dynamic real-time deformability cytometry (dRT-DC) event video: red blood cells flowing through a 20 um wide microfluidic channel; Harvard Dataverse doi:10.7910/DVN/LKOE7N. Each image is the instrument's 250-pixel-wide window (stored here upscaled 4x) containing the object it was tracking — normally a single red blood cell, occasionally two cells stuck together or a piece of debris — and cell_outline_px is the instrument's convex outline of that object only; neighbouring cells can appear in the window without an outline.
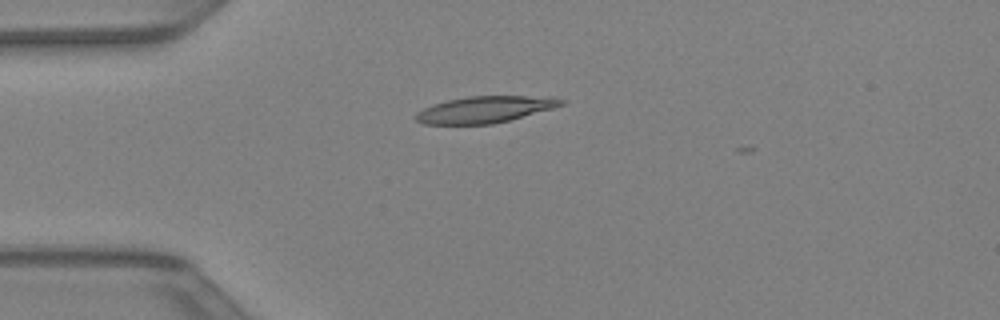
{"species": "Egyptian fruit bat (a non-hibernating species)", "species_latin": "Rousettus aegyptiacus", "temperature_condition": "warm", "stored_images_in_passage": 2, "camera_frame_rate_fps": 3000, "um_per_image_px": 0.085, "animal": {"sex": "female"}, "frame": {"image": 1, "passage_image": 1, "time_ms": 0.0, "image_size_px": [1000, 320], "cell_outline_px": [[564, 104], [552, 108], [508, 120], [492, 124], [424, 124], [416, 120], [416, 112], [432, 104], [448, 100], [468, 96], [552, 96], [564, 100]], "centroid_in_image_um": [41.21, 9.29], "position_along_channel_um": 43.8, "area_um2": 22.31}}